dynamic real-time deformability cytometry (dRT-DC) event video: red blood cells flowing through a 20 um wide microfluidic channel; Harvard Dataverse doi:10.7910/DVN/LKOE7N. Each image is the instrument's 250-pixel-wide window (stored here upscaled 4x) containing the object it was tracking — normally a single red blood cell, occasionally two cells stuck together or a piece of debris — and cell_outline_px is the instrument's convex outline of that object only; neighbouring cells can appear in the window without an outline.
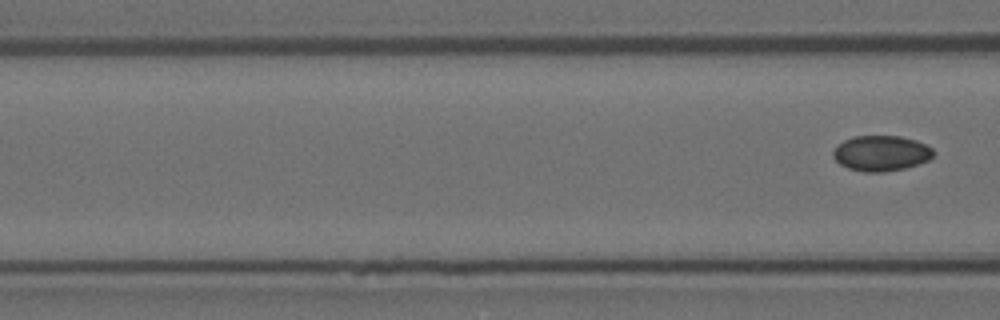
{"species": "Egyptian fruit bat (a non-hibernating species)", "species_latin": "Rousettus aegyptiacus", "temperature_condition": "room temperature", "stored_images_in_passage": 6, "segment_of_instrument_passage": [2, 2], "camera_frame_rate_fps": 3000, "um_per_image_px": 0.085, "animal": {"sex": "female"}, "frame": {"image": 1, "passage_image": 6, "time_ms": 1.667, "image_size_px": [1000, 320], "cell_outline_px": [[936, 152], [928, 160], [904, 168], [884, 172], [864, 172], [848, 168], [840, 164], [832, 156], [832, 152], [844, 140], [856, 136], [900, 136], [916, 140], [932, 148]], "centroid_in_image_um": [74.9, 13.03], "position_along_channel_um": 91.7, "area_um2": 20.58}}